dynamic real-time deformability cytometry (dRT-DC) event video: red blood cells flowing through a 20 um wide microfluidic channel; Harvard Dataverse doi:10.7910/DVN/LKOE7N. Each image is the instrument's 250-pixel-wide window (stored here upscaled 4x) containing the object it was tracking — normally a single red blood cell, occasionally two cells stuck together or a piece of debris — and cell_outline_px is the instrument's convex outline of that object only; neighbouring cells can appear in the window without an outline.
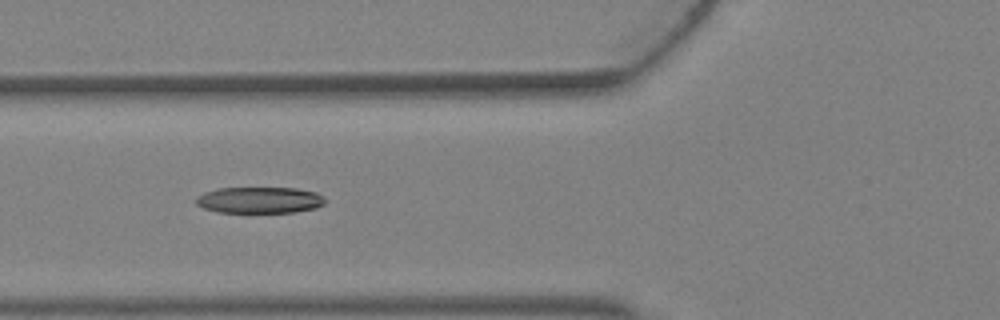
{"species": "Egyptian fruit bat (a non-hibernating species)", "species_latin": "Rousettus aegyptiacus", "temperature_condition": "warm", "stored_images_in_passage": 4, "camera_frame_rate_fps": 3000, "um_per_image_px": 0.085, "animal": {"sex": "female"}, "frame": {"image": 1, "passage_image": 4, "time_ms": 1.0, "image_size_px": [1000, 320], "cell_outline_px": [[324, 204], [316, 208], [296, 212], [216, 212], [204, 208], [196, 204], [196, 196], [204, 192], [216, 188], [296, 188], [316, 192], [324, 196]], "centroid_in_image_um": [22.06, 17.0], "position_along_channel_um": 103.7, "area_um2": 19.88}}